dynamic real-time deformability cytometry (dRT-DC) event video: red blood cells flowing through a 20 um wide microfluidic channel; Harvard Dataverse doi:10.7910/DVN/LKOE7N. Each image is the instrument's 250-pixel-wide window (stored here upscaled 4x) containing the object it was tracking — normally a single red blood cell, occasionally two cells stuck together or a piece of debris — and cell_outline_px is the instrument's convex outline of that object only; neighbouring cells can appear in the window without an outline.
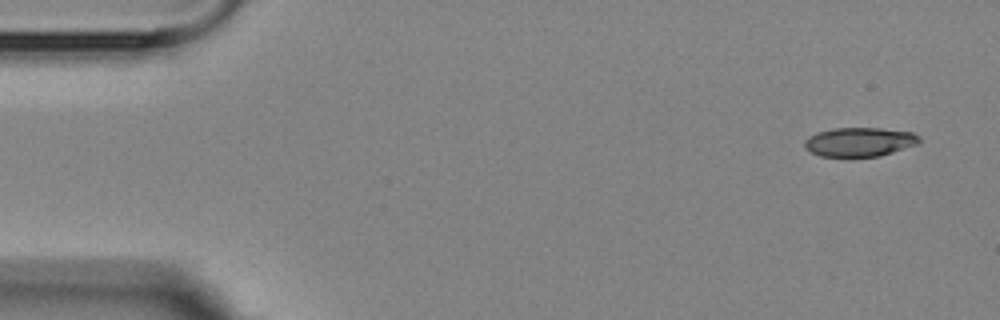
{"species": "Egyptian fruit bat (a non-hibernating species)", "species_latin": "Rousettus aegyptiacus", "temperature_condition": "room temperature", "stored_images_in_passage": 2, "camera_frame_rate_fps": 3000, "um_per_image_px": 0.085, "animal": {"sex": "female"}, "frame": {"image": 1, "passage_image": 1, "time_ms": 0.0, "image_size_px": [1000, 320], "cell_outline_px": [[920, 144], [880, 156], [820, 156], [804, 148], [804, 140], [808, 136], [816, 132], [832, 128], [880, 128], [912, 132], [920, 136]], "centroid_in_image_um": [73.07, 12.05], "position_along_channel_um": 11.9, "area_um2": 19.59}}